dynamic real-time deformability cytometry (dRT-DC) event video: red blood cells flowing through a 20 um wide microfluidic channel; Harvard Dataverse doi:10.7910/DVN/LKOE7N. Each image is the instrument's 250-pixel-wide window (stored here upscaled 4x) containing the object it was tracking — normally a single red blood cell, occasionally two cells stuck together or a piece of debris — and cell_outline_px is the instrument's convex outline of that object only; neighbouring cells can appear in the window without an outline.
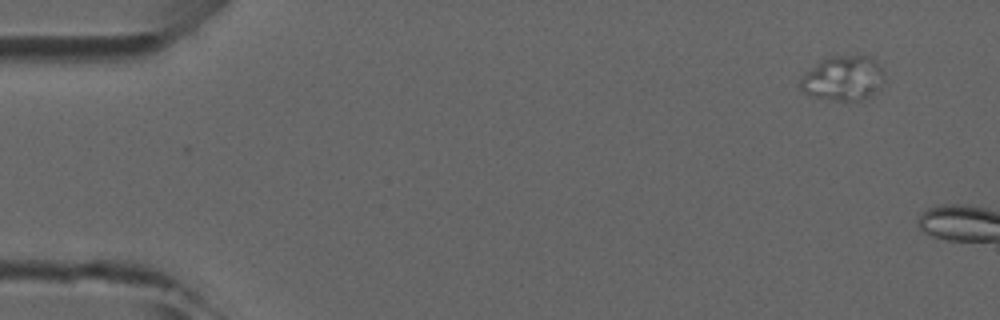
{"species": "common noctule bat (a hibernating species)", "species_latin": "Nyctalus noctula", "temperature_condition": "room temperature", "stored_images_in_passage": 3, "camera_frame_rate_fps": 3000, "um_per_image_px": 0.085, "animal": {"sex": "male", "forearm_length_mm": 52.5}, "frame": {"image": 1, "passage_image": 1, "time_ms": 0.0, "image_size_px": [1000, 320], "cell_outline_px": [[884, 80], [880, 88], [872, 96], [860, 100], [836, 100], [816, 96], [804, 92], [800, 88], [800, 80], [804, 72], [820, 60], [832, 56], [872, 56], [880, 64], [884, 72]], "centroid_in_image_um": [71.71, 6.63], "position_along_channel_um": 13.3, "area_um2": 22.02}}